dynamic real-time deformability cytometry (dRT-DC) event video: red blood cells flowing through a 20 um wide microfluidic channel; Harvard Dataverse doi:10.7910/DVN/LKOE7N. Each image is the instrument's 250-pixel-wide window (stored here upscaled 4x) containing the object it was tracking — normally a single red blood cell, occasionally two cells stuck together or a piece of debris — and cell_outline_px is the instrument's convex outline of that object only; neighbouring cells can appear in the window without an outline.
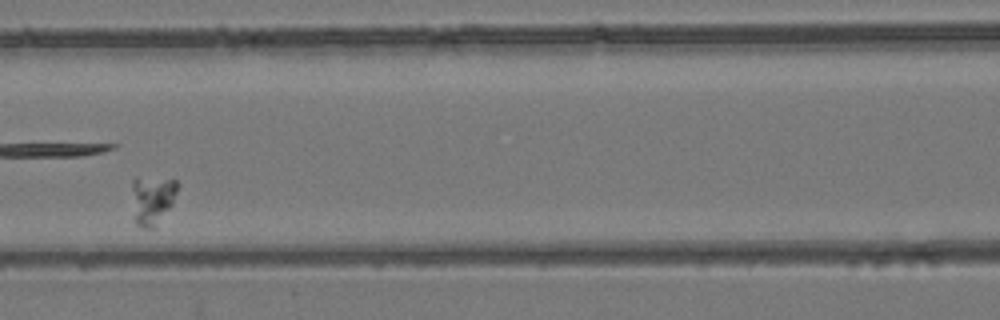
{"species": "common noctule bat (a hibernating species)", "species_latin": "Nyctalus noctula", "temperature_condition": "room temperature", "stored_images_in_passage": 7, "segment_of_instrument_passage": [1, 2], "camera_frame_rate_fps": 3000, "um_per_image_px": 0.085, "animal": {"sex": "female", "body_mass_g": 24.6, "forearm_length_mm": 56.2}, "frame": {"image": 1, "passage_image": 5, "time_ms": 4.667, "image_size_px": [1000, 320], "cell_outline_px": [[176, 192], [172, 204], [156, 228], [140, 228], [132, 220], [132, 180], [136, 176], [176, 180]], "centroid_in_image_um": [12.87, 17.02], "position_along_channel_um": 153.7, "area_um2": 13.41}}
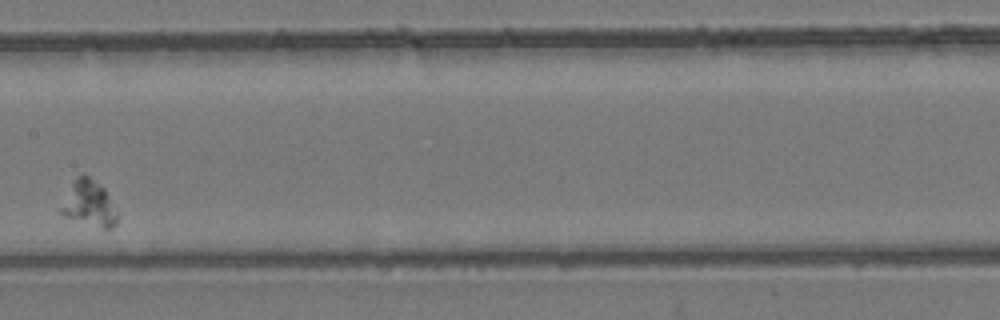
{"frame": {"image": 2, "passage_image": 6, "time_ms": 6.0, "image_size_px": [1000, 320], "cell_outline_px": [[120, 216], [116, 224], [112, 228], [104, 228], [64, 216], [60, 212], [60, 208], [76, 176], [84, 172], [104, 188], [120, 212]], "centroid_in_image_um": [7.64, 17.29], "position_along_channel_um": 199.8, "area_um2": 15.03}}